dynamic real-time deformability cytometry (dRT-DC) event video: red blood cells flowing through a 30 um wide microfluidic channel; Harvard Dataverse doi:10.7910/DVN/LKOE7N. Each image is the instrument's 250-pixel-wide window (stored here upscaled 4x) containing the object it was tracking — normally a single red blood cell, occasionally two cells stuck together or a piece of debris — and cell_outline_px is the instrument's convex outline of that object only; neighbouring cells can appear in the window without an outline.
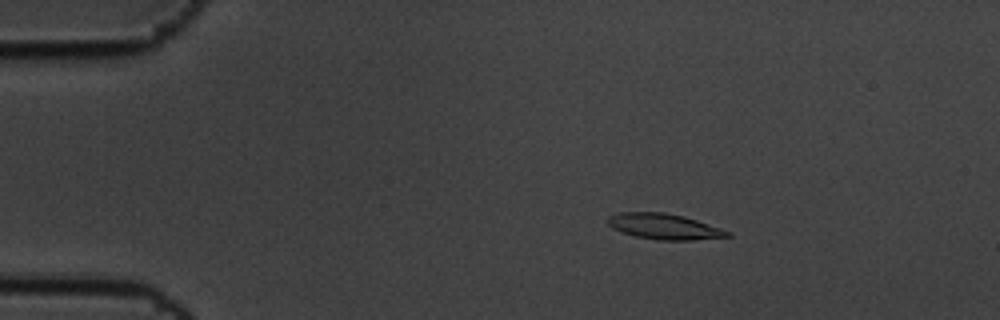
{"species": "common noctule bat (a hibernating species)", "species_latin": "Nyctalus noctula", "temperature_condition": "cold", "stored_images_in_passage": 6, "camera_frame_rate_fps": 3000, "um_per_image_px": 0.085, "animal": {"sex": "male", "body_mass_g": 19.5, "forearm_length_mm": 54.6}, "frame": {"image": 1, "passage_image": 4, "time_ms": 1.0, "image_size_px": [1000, 320], "cell_outline_px": [[732, 236], [692, 240], [656, 240], [636, 236], [620, 232], [612, 228], [604, 220], [608, 216], [620, 212], [664, 212], [684, 216], [732, 232]], "centroid_in_image_um": [56.41, 19.25], "position_along_channel_um": 28.6, "area_um2": 18.03}}